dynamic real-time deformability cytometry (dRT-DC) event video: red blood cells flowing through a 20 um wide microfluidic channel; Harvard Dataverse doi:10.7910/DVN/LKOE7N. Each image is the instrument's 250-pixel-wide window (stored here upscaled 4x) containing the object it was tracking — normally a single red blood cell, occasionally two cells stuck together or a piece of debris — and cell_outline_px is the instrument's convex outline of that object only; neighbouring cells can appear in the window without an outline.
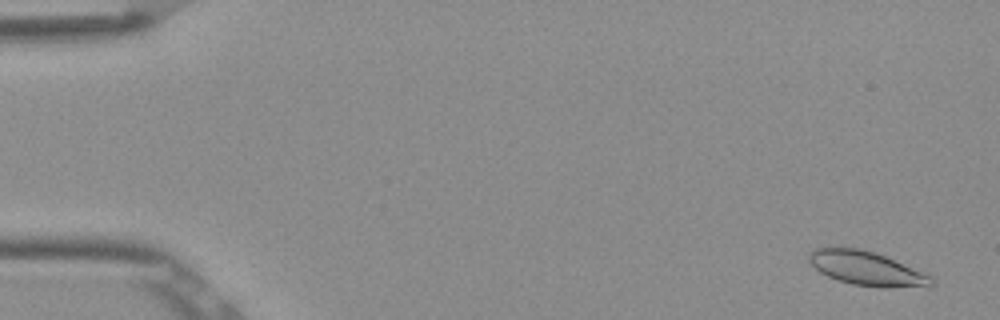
{"species": "Egyptian fruit bat (a non-hibernating species)", "species_latin": "Rousettus aegyptiacus", "temperature_condition": "room temperature", "stored_images_in_passage": 4, "camera_frame_rate_fps": 3000, "um_per_image_px": 0.085, "frame": {"image": 1, "passage_image": 1, "time_ms": 0.0, "image_size_px": [1000, 320], "cell_outline_px": [[936, 284], [884, 288], [880, 288], [852, 284], [828, 276], [820, 272], [808, 260], [808, 256], [816, 248], [860, 248], [876, 252], [932, 276]], "centroid_in_image_um": [73.66, 22.81], "position_along_channel_um": 11.3, "area_um2": 23.87}}